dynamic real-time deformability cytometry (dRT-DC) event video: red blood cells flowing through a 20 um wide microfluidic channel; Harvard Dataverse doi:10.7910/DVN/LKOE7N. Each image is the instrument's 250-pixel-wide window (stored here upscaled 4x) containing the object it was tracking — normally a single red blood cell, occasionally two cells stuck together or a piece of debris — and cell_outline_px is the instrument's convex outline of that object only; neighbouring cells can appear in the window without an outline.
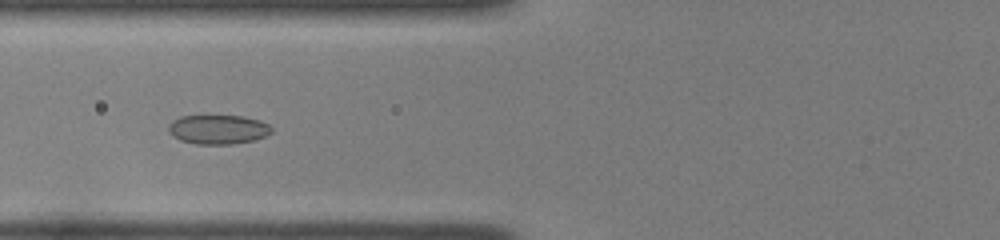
{"species": "common noctule bat (a hibernating species)", "species_latin": "Nyctalus noctula", "temperature_condition": "room temperature", "stored_images_in_passage": 38, "camera_frame_rate_fps": 3000, "um_per_image_px": 0.085, "animal": {"sex": "female", "body_mass_g": 22.0, "forearm_length_mm": 56.7}, "frame": {"image": 1, "passage_image": 9, "time_ms": 2.667, "image_size_px": [1000, 240], "cell_outline_px": [[272, 132], [264, 136], [252, 140], [232, 144], [196, 144], [180, 140], [172, 136], [168, 128], [168, 124], [172, 120], [180, 116], [244, 116], [260, 120], [268, 124], [272, 128]], "centroid_in_image_um": [18.51, 11.0], "position_along_channel_um": 107.3, "area_um2": 17.57}}
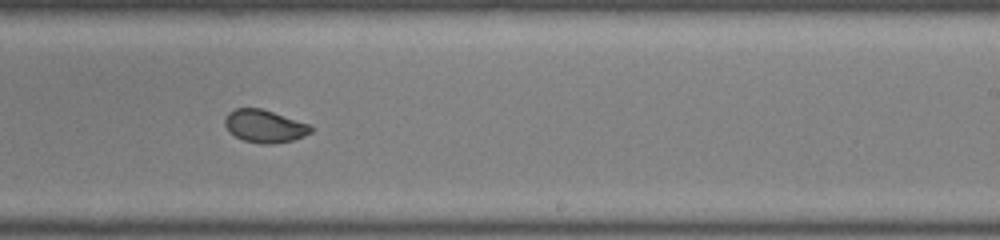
{"frame": {"image": 2, "passage_image": 21, "time_ms": 6.667, "image_size_px": [1000, 240], "cell_outline_px": [[312, 132], [304, 136], [292, 140], [272, 144], [260, 144], [244, 140], [236, 136], [224, 124], [224, 120], [228, 112], [236, 108], [260, 108], [308, 124], [312, 128]], "centroid_in_image_um": [22.48, 10.73], "position_along_channel_um": 266.5, "area_um2": 16.07}}
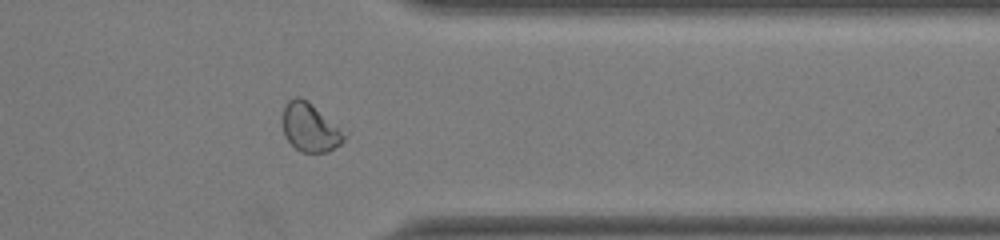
{"frame": {"image": 3, "passage_image": 30, "time_ms": 9.667, "image_size_px": [1000, 240], "cell_outline_px": [[344, 140], [340, 144], [328, 152], [300, 152], [284, 136], [284, 108], [288, 100], [292, 96], [300, 96], [308, 100], [340, 128], [344, 136]], "centroid_in_image_um": [26.33, 10.82], "position_along_channel_um": 385.1, "area_um2": 17.11}, "authors_computed_cell_mechanics": {"area_um2": 17.2822, "velocity_mm_per_s": 3.9863, "shape_relaxation_time_tau1_ms": 3.7576, "shape_relaxation_time_tau2_ms": 1.051, "deformation_change_tau1": 0.1099, "deformation_change_tau2": 0.0317}}